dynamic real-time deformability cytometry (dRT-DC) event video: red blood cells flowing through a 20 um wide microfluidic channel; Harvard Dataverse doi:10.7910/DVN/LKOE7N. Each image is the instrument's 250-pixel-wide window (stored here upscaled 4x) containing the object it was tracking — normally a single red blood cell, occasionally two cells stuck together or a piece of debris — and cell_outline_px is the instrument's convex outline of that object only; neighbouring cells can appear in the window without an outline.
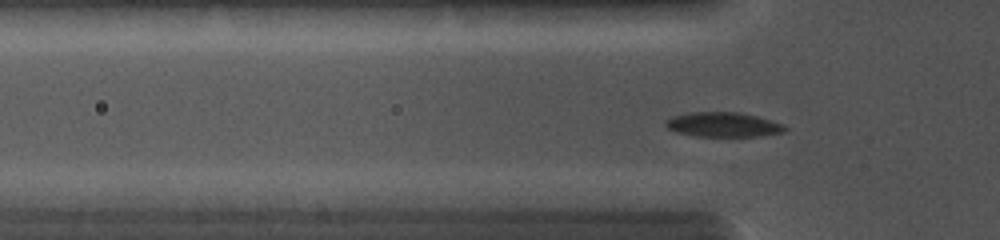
{"species": "common noctule bat (a hibernating species)", "species_latin": "Nyctalus noctula", "temperature_condition": "cold", "stored_images_in_passage": 54, "camera_frame_rate_fps": 5000, "um_per_image_px": 0.085, "animal": {"sex": "female", "body_mass_g": 19.0, "forearm_length_mm": 56.7}, "frame": {"image": 1, "passage_image": 17, "time_ms": 3.8, "image_size_px": [1000, 240], "cell_outline_px": [[788, 128], [784, 132], [760, 136], [696, 136], [676, 132], [668, 128], [664, 124], [664, 120], [672, 116], [688, 112], [740, 112], [756, 116], [784, 124]], "centroid_in_image_um": [61.45, 10.58], "position_along_channel_um": 64.3, "area_um2": 17.22}}
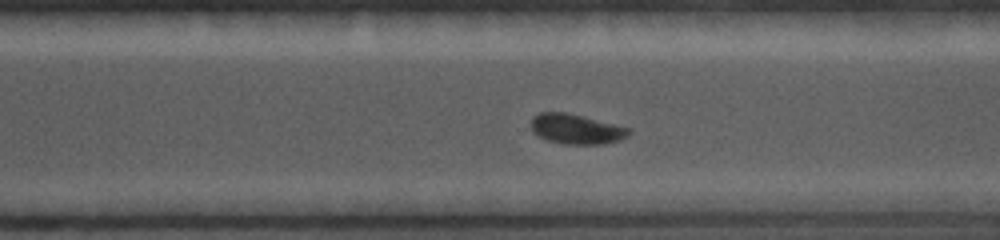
{"frame": {"image": 2, "passage_image": 38, "time_ms": 9.6, "image_size_px": [1000, 240], "cell_outline_px": [[632, 132], [628, 136], [620, 140], [604, 144], [564, 144], [548, 140], [532, 132], [532, 116], [540, 112], [564, 112], [632, 128]], "centroid_in_image_um": [49.01, 10.97], "position_along_channel_um": 321.6, "area_um2": 17.05}}
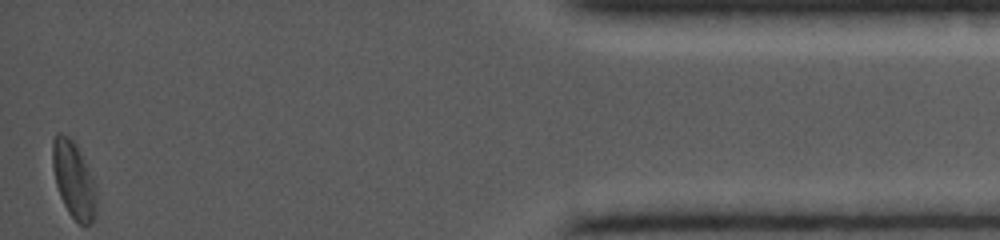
{"frame": {"image": 3, "passage_image": 54, "time_ms": 13.4, "image_size_px": [1000, 240], "cell_outline_px": [[96, 200], [92, 220], [88, 224], [80, 224], [68, 212], [60, 196], [56, 184], [52, 168], [52, 140], [56, 132], [60, 132], [68, 136], [76, 144], [92, 176], [96, 192]], "centroid_in_image_um": [6.22, 15.21], "position_along_channel_um": 429.0, "area_um2": 19.31}}